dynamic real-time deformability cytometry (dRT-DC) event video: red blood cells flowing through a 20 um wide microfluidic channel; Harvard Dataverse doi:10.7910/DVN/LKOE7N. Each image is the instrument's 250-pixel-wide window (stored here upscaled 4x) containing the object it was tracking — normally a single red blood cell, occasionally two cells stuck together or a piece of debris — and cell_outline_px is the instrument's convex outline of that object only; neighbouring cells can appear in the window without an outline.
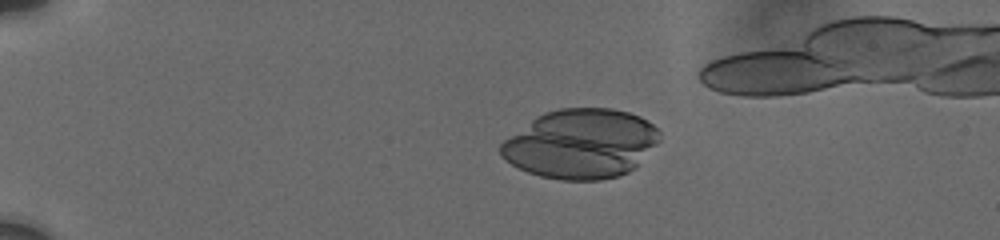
{"species": "human", "species_latin": "Homo sapiens", "temperature_condition": "cold", "stored_images_in_passage": 18, "camera_frame_rate_fps": 3000, "um_per_image_px": 0.085, "donor": {"sex": "male"}, "frame": {"image": 1, "passage_image": 6, "time_ms": 4.667, "image_size_px": [1000, 240], "cell_outline_px": [[660, 140], [636, 168], [620, 176], [600, 180], [560, 180], [540, 176], [528, 172], [512, 164], [500, 156], [500, 144], [504, 140], [536, 116], [544, 112], [560, 108], [612, 108], [628, 112], [640, 116], [652, 124], [660, 132]], "centroid_in_image_um": [49.39, 12.22], "position_along_channel_um": 35.6, "area_um2": 64.45}}